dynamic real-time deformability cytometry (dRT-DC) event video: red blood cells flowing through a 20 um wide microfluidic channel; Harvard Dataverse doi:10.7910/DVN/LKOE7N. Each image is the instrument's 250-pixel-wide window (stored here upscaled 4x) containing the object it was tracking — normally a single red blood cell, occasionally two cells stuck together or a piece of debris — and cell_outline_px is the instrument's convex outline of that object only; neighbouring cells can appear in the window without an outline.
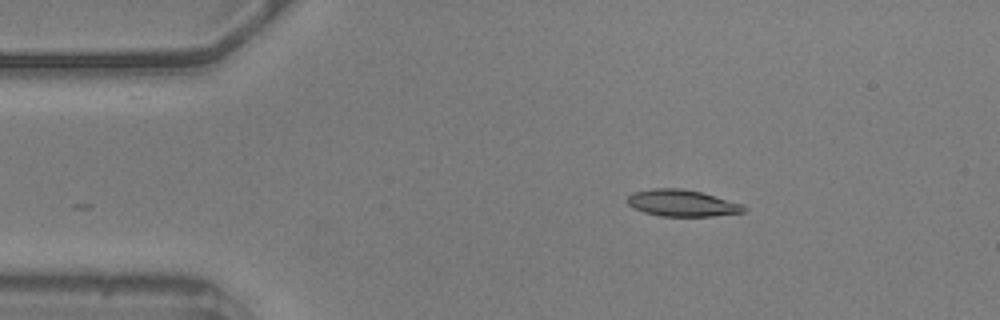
{"species": "common noctule bat (a hibernating species)", "species_latin": "Nyctalus noctula", "temperature_condition": "warm", "stored_images_in_passage": 48, "camera_frame_rate_fps": 3000, "um_per_image_px": 0.085, "animal": {"sex": "male", "body_mass_g": 20.5, "forearm_length_mm": 52.5}, "frame": {"image": 1, "passage_image": 1, "time_ms": 0.0, "image_size_px": [1000, 320], "cell_outline_px": [[748, 208], [744, 212], [712, 216], [660, 216], [644, 212], [632, 208], [628, 204], [628, 196], [632, 192], [652, 188], [680, 188], [700, 192], [744, 204]], "centroid_in_image_um": [57.97, 17.26], "position_along_channel_um": 27.0, "area_um2": 18.15}}
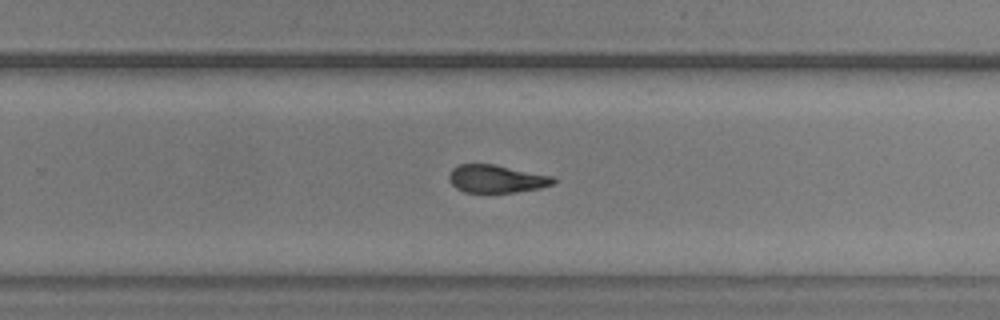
{"frame": {"image": 2, "passage_image": 27, "time_ms": 8.667, "image_size_px": [1000, 320], "cell_outline_px": [[556, 184], [540, 188], [516, 192], [464, 192], [456, 188], [452, 184], [448, 176], [452, 168], [460, 164], [496, 164], [556, 176]], "centroid_in_image_um": [42.26, 15.19], "position_along_channel_um": 287.5, "area_um2": 17.22}}
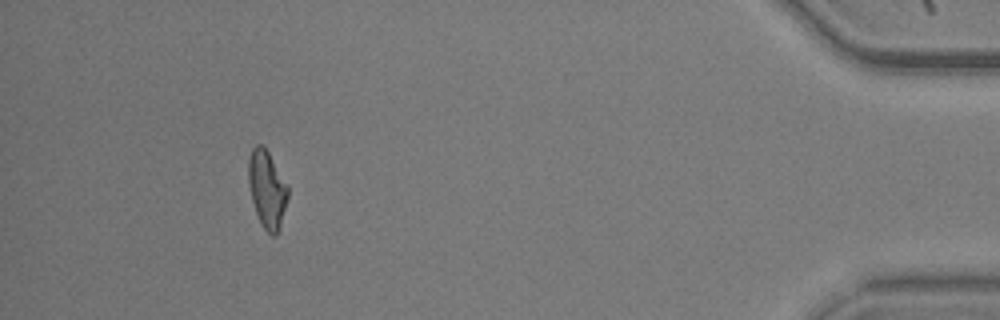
{"frame": {"image": 3, "passage_image": 43, "time_ms": 14.0, "image_size_px": [1000, 320], "cell_outline_px": [[288, 196], [280, 224], [276, 236], [272, 236], [260, 224], [252, 200], [248, 180], [248, 160], [252, 148], [256, 144], [260, 144], [268, 152], [288, 184]], "centroid_in_image_um": [22.69, 16.07], "position_along_channel_um": 412.5, "area_um2": 17.63}, "authors_computed_cell_mechanics": {"area_um2": 17.9758, "velocity_mm_per_s": 3.5971, "shape_relaxation_time_tau1_ms": 8.5525, "shape_relaxation_time_tau2_ms": 2.8831, "deformation_change_tau1": 0.226, "deformation_change_tau2": 0.1105}}